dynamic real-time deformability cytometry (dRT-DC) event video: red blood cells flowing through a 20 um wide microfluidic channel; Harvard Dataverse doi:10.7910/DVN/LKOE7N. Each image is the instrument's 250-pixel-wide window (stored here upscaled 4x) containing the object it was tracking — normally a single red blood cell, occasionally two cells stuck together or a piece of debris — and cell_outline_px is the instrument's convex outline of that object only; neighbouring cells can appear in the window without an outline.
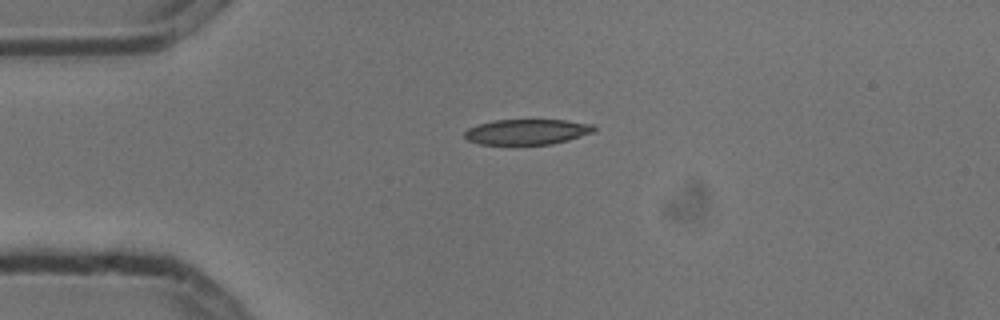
{"species": "common noctule bat (a hibernating species)", "species_latin": "Nyctalus noctula", "temperature_condition": "cold", "stored_images_in_passage": 2, "camera_frame_rate_fps": 3000, "um_per_image_px": 0.085, "animal": {"sex": "male", "body_mass_g": 13.3}, "frame": {"image": 1, "passage_image": 1, "time_ms": 0.0, "image_size_px": [1000, 320], "cell_outline_px": [[596, 132], [568, 140], [552, 144], [480, 144], [468, 140], [464, 136], [464, 132], [468, 128], [480, 124], [496, 120], [564, 120], [592, 124], [596, 128]], "centroid_in_image_um": [44.83, 11.21], "position_along_channel_um": 40.2, "area_um2": 19.07}}